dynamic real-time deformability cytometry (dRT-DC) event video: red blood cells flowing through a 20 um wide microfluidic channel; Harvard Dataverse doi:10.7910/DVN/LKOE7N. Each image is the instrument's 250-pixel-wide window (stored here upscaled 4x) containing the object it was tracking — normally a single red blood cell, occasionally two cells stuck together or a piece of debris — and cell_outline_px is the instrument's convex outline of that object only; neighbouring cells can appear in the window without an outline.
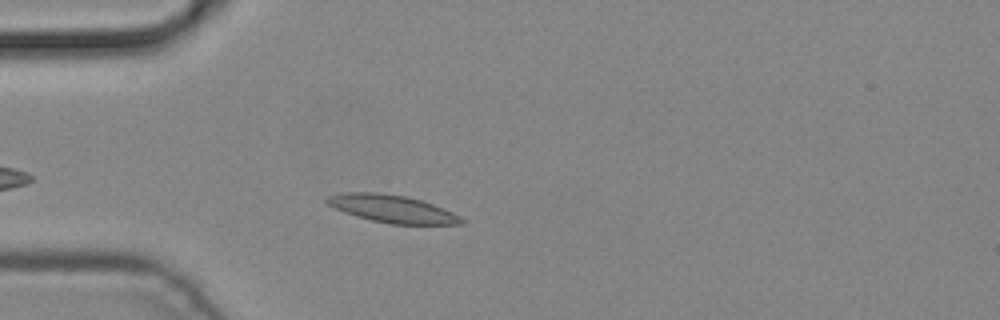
{"species": "common noctule bat (a hibernating species)", "species_latin": "Nyctalus noctula", "temperature_condition": "cold", "stored_images_in_passage": 2, "camera_frame_rate_fps": 3000, "um_per_image_px": 0.085, "animal": {"sex": "male", "body_mass_g": 19.2, "forearm_length_mm": 51.8}, "frame": {"image": 1, "passage_image": 2, "time_ms": 0.333, "image_size_px": [1000, 320], "cell_outline_px": [[468, 220], [464, 224], [392, 224], [372, 220], [356, 216], [344, 212], [328, 204], [324, 200], [328, 196], [344, 192], [376, 192], [404, 196], [420, 200], [432, 204], [452, 212]], "centroid_in_image_um": [33.35, 17.75], "position_along_channel_um": 51.6, "area_um2": 21.44}}